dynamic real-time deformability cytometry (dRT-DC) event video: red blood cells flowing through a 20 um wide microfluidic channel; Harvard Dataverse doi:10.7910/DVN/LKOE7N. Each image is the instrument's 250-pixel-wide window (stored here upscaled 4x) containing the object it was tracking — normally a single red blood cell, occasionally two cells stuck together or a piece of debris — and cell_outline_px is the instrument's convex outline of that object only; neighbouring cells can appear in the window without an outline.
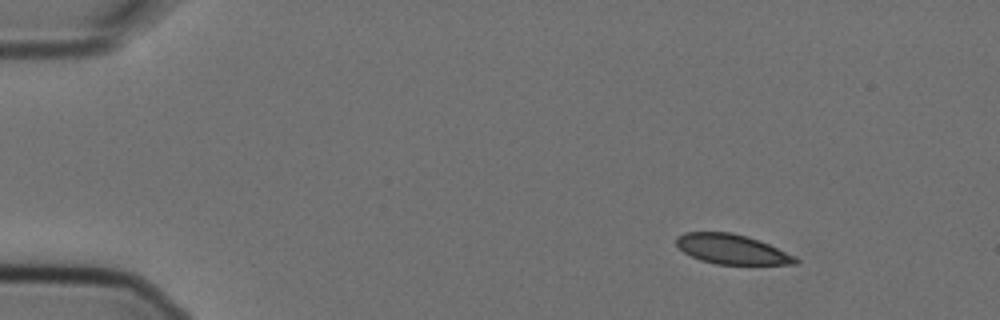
{"species": "Egyptian fruit bat (a non-hibernating species)", "species_latin": "Rousettus aegyptiacus", "temperature_condition": "cold", "stored_images_in_passage": 6, "camera_frame_rate_fps": 3000, "um_per_image_px": 0.085, "animal": {"sex": "female"}, "frame": {"image": 1, "passage_image": 1, "time_ms": 0.0, "image_size_px": [1000, 320], "cell_outline_px": [[800, 260], [796, 264], [716, 264], [700, 260], [684, 252], [676, 244], [676, 236], [684, 232], [732, 232], [748, 236], [768, 244], [796, 256]], "centroid_in_image_um": [62.2, 21.17], "position_along_channel_um": 22.8, "area_um2": 20.63}}
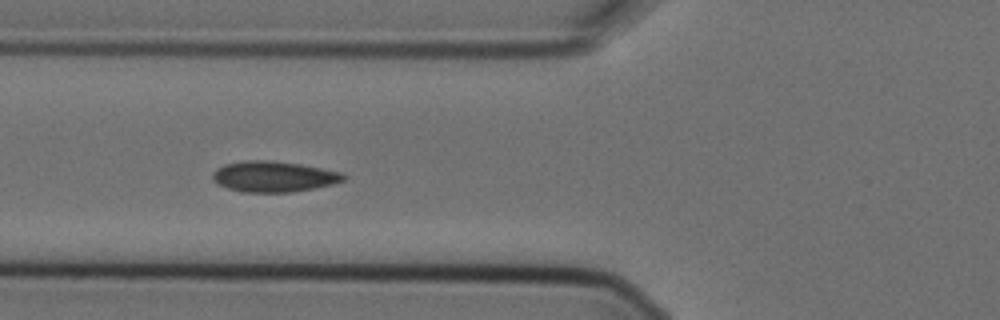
{"frame": {"image": 2, "passage_image": 5, "time_ms": 1.333, "image_size_px": [1000, 320], "cell_outline_px": [[348, 176], [344, 180], [332, 184], [292, 192], [240, 192], [216, 184], [212, 180], [212, 172], [216, 168], [224, 164], [248, 160], [272, 160], [300, 164], [344, 172]], "centroid_in_image_um": [23.25, 15.0], "position_along_channel_um": 102.6, "area_um2": 23.7}}
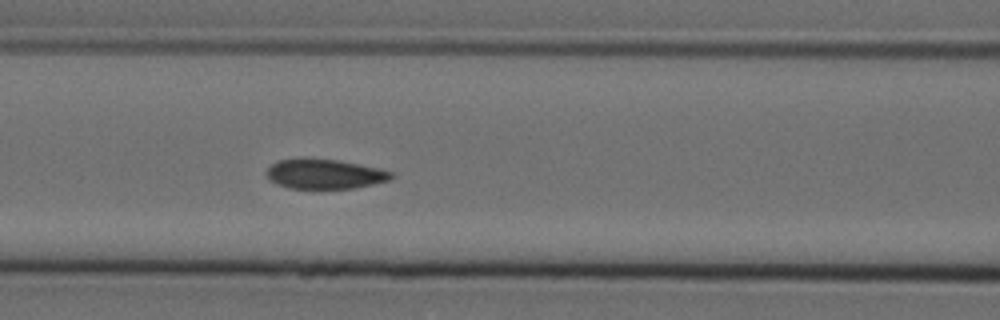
{"frame": {"image": 3, "passage_image": 6, "time_ms": 1.667, "image_size_px": [1000, 320], "cell_outline_px": [[396, 176], [388, 180], [372, 184], [352, 188], [288, 188], [276, 184], [268, 176], [268, 168], [276, 160], [308, 156], [336, 160], [380, 168], [392, 172]], "centroid_in_image_um": [27.58, 14.76], "position_along_channel_um": 139.0, "area_um2": 21.79}}